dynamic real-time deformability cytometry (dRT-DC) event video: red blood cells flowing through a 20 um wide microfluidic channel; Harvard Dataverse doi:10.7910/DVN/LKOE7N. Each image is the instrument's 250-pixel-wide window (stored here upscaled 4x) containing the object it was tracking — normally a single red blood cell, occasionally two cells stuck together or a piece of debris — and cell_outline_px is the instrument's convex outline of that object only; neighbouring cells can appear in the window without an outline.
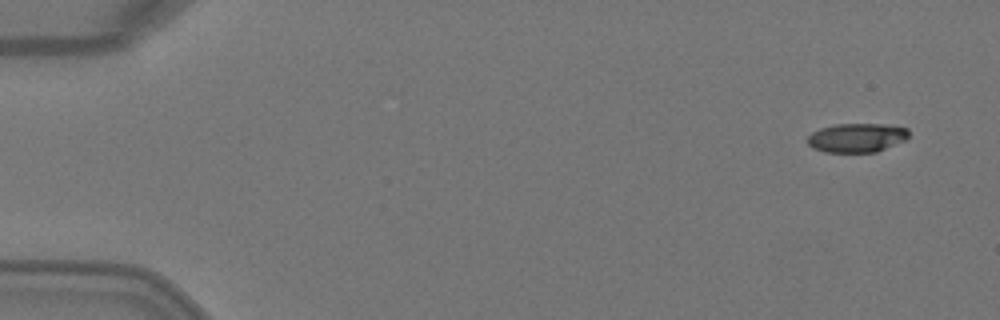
{"species": "Egyptian fruit bat (a non-hibernating species)", "species_latin": "Rousettus aegyptiacus", "temperature_condition": "warm", "stored_images_in_passage": 5, "camera_frame_rate_fps": 3000, "um_per_image_px": 0.085, "animal": {"sex": "female"}, "frame": {"image": 1, "passage_image": 1, "time_ms": 0.0, "image_size_px": [1000, 320], "cell_outline_px": [[908, 136], [904, 140], [876, 152], [824, 152], [812, 148], [808, 144], [808, 136], [812, 132], [820, 128], [836, 124], [884, 124], [908, 128]], "centroid_in_image_um": [72.8, 11.7], "position_along_channel_um": 12.2, "area_um2": 17.05}}
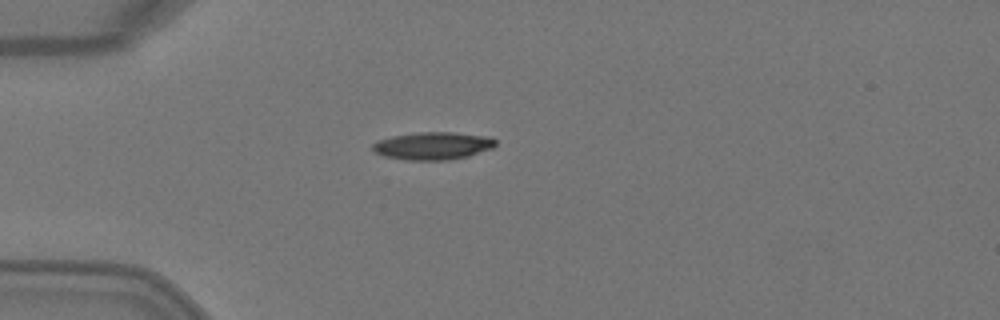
{"frame": {"image": 2, "passage_image": 4, "time_ms": 1.0, "image_size_px": [1000, 320], "cell_outline_px": [[496, 144], [492, 148], [468, 156], [448, 160], [404, 160], [384, 156], [376, 152], [372, 148], [372, 144], [380, 140], [392, 136], [420, 132], [452, 132], [492, 136], [496, 140]], "centroid_in_image_um": [36.83, 12.39], "position_along_channel_um": 48.2, "area_um2": 19.83}}